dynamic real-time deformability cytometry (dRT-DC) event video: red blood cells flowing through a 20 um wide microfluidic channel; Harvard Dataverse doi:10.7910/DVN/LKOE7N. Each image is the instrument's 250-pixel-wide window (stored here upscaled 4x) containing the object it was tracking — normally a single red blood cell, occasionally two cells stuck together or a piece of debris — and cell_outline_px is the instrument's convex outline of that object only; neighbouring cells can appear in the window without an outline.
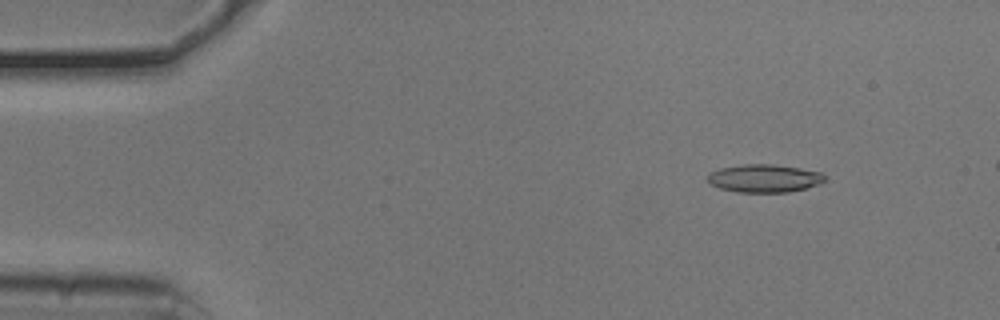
{"species": "common noctule bat (a hibernating species)", "species_latin": "Nyctalus noctula", "temperature_condition": "cold", "stored_images_in_passage": 52, "camera_frame_rate_fps": 3000, "um_per_image_px": 0.085, "animal": {"sex": "male", "body_mass_g": 20.5, "forearm_length_mm": 52.5}, "frame": {"image": 1, "passage_image": 7, "time_ms": 2.0, "image_size_px": [1000, 320], "cell_outline_px": [[824, 180], [820, 184], [788, 192], [736, 192], [720, 188], [712, 184], [708, 180], [708, 172], [720, 168], [744, 164], [772, 164], [800, 168], [820, 172], [824, 176]], "centroid_in_image_um": [64.94, 15.15], "position_along_channel_um": 20.1, "area_um2": 18.96}}
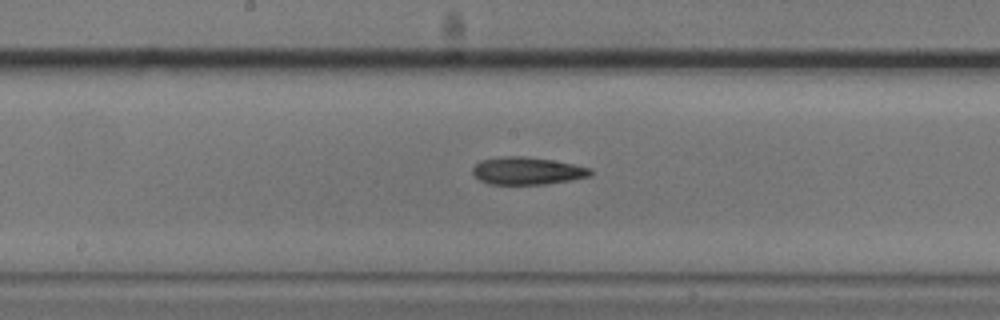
{"frame": {"image": 2, "passage_image": 28, "time_ms": 9.0, "image_size_px": [1000, 320], "cell_outline_px": [[592, 176], [572, 180], [544, 184], [488, 184], [480, 180], [472, 172], [472, 168], [480, 160], [504, 156], [524, 156], [552, 160], [592, 168]], "centroid_in_image_um": [44.82, 14.52], "position_along_channel_um": 203.4, "area_um2": 18.9}}
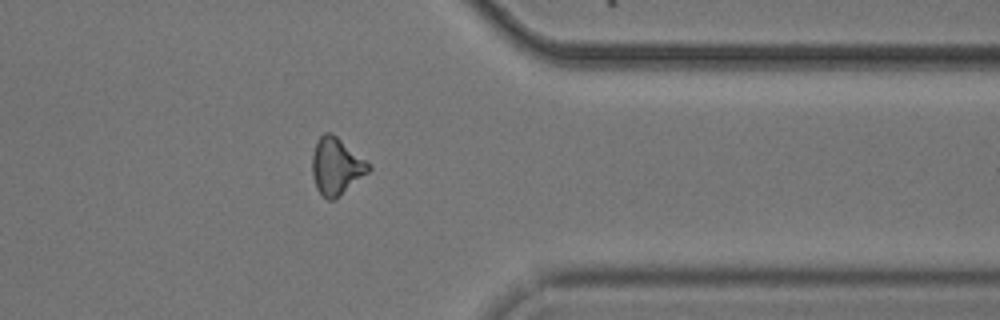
{"frame": {"image": 3, "passage_image": 43, "time_ms": 14.0, "image_size_px": [1000, 320], "cell_outline_px": [[372, 168], [368, 172], [336, 200], [328, 200], [316, 188], [312, 176], [312, 156], [316, 140], [324, 132], [332, 132], [364, 160]], "centroid_in_image_um": [28.55, 14.14], "position_along_channel_um": 382.9, "area_um2": 18.55}}